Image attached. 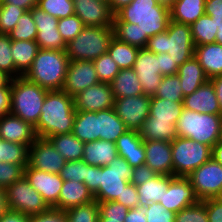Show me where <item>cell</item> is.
<instances>
[{"instance_id":"obj_1","label":"cell","mask_w":222,"mask_h":222,"mask_svg":"<svg viewBox=\"0 0 222 222\" xmlns=\"http://www.w3.org/2000/svg\"><path fill=\"white\" fill-rule=\"evenodd\" d=\"M75 115L72 96L62 90L48 91L35 126L37 137L47 139L54 135L71 133Z\"/></svg>"},{"instance_id":"obj_2","label":"cell","mask_w":222,"mask_h":222,"mask_svg":"<svg viewBox=\"0 0 222 222\" xmlns=\"http://www.w3.org/2000/svg\"><path fill=\"white\" fill-rule=\"evenodd\" d=\"M69 61L65 50L39 49L23 76L48 91L62 90Z\"/></svg>"},{"instance_id":"obj_3","label":"cell","mask_w":222,"mask_h":222,"mask_svg":"<svg viewBox=\"0 0 222 222\" xmlns=\"http://www.w3.org/2000/svg\"><path fill=\"white\" fill-rule=\"evenodd\" d=\"M145 49L155 54L168 53L181 66L194 56L195 44L190 25L170 20L167 31L150 37Z\"/></svg>"},{"instance_id":"obj_4","label":"cell","mask_w":222,"mask_h":222,"mask_svg":"<svg viewBox=\"0 0 222 222\" xmlns=\"http://www.w3.org/2000/svg\"><path fill=\"white\" fill-rule=\"evenodd\" d=\"M122 22L138 24L142 36L153 37L167 31L170 10L156 0H133L115 14Z\"/></svg>"},{"instance_id":"obj_5","label":"cell","mask_w":222,"mask_h":222,"mask_svg":"<svg viewBox=\"0 0 222 222\" xmlns=\"http://www.w3.org/2000/svg\"><path fill=\"white\" fill-rule=\"evenodd\" d=\"M48 90L40 87L24 76L11 80V111L10 114L37 125L41 108Z\"/></svg>"},{"instance_id":"obj_6","label":"cell","mask_w":222,"mask_h":222,"mask_svg":"<svg viewBox=\"0 0 222 222\" xmlns=\"http://www.w3.org/2000/svg\"><path fill=\"white\" fill-rule=\"evenodd\" d=\"M222 114H203L184 109L176 124L179 137L213 147L220 139Z\"/></svg>"},{"instance_id":"obj_7","label":"cell","mask_w":222,"mask_h":222,"mask_svg":"<svg viewBox=\"0 0 222 222\" xmlns=\"http://www.w3.org/2000/svg\"><path fill=\"white\" fill-rule=\"evenodd\" d=\"M113 38V27L85 26L73 40L66 44L67 57L70 61H93L108 52Z\"/></svg>"},{"instance_id":"obj_8","label":"cell","mask_w":222,"mask_h":222,"mask_svg":"<svg viewBox=\"0 0 222 222\" xmlns=\"http://www.w3.org/2000/svg\"><path fill=\"white\" fill-rule=\"evenodd\" d=\"M173 176L187 177L212 158V147L177 136L171 142Z\"/></svg>"},{"instance_id":"obj_9","label":"cell","mask_w":222,"mask_h":222,"mask_svg":"<svg viewBox=\"0 0 222 222\" xmlns=\"http://www.w3.org/2000/svg\"><path fill=\"white\" fill-rule=\"evenodd\" d=\"M133 167L117 156L107 166L99 167V189L93 195L97 202L115 201L121 198L124 187L131 182Z\"/></svg>"},{"instance_id":"obj_10","label":"cell","mask_w":222,"mask_h":222,"mask_svg":"<svg viewBox=\"0 0 222 222\" xmlns=\"http://www.w3.org/2000/svg\"><path fill=\"white\" fill-rule=\"evenodd\" d=\"M9 210L33 216L50 209L43 197L29 184L23 175L6 188Z\"/></svg>"},{"instance_id":"obj_11","label":"cell","mask_w":222,"mask_h":222,"mask_svg":"<svg viewBox=\"0 0 222 222\" xmlns=\"http://www.w3.org/2000/svg\"><path fill=\"white\" fill-rule=\"evenodd\" d=\"M200 201L216 198L222 188V165L213 158L187 176Z\"/></svg>"},{"instance_id":"obj_12","label":"cell","mask_w":222,"mask_h":222,"mask_svg":"<svg viewBox=\"0 0 222 222\" xmlns=\"http://www.w3.org/2000/svg\"><path fill=\"white\" fill-rule=\"evenodd\" d=\"M151 96L141 94L115 99L113 109L129 130H139L149 116Z\"/></svg>"},{"instance_id":"obj_13","label":"cell","mask_w":222,"mask_h":222,"mask_svg":"<svg viewBox=\"0 0 222 222\" xmlns=\"http://www.w3.org/2000/svg\"><path fill=\"white\" fill-rule=\"evenodd\" d=\"M66 162L48 139L38 137L29 147L28 165L37 170L59 174Z\"/></svg>"},{"instance_id":"obj_14","label":"cell","mask_w":222,"mask_h":222,"mask_svg":"<svg viewBox=\"0 0 222 222\" xmlns=\"http://www.w3.org/2000/svg\"><path fill=\"white\" fill-rule=\"evenodd\" d=\"M33 20L36 24V43L40 49L66 50V43L58 31V20L38 7L31 9Z\"/></svg>"},{"instance_id":"obj_15","label":"cell","mask_w":222,"mask_h":222,"mask_svg":"<svg viewBox=\"0 0 222 222\" xmlns=\"http://www.w3.org/2000/svg\"><path fill=\"white\" fill-rule=\"evenodd\" d=\"M99 82L93 61H69L62 91L74 97Z\"/></svg>"},{"instance_id":"obj_16","label":"cell","mask_w":222,"mask_h":222,"mask_svg":"<svg viewBox=\"0 0 222 222\" xmlns=\"http://www.w3.org/2000/svg\"><path fill=\"white\" fill-rule=\"evenodd\" d=\"M24 176L29 184L43 197L50 208L58 210V198L63 184L60 174L40 171L27 165Z\"/></svg>"},{"instance_id":"obj_17","label":"cell","mask_w":222,"mask_h":222,"mask_svg":"<svg viewBox=\"0 0 222 222\" xmlns=\"http://www.w3.org/2000/svg\"><path fill=\"white\" fill-rule=\"evenodd\" d=\"M133 69L141 83L143 93L148 96H154L163 78L160 74L157 54L145 48L139 49Z\"/></svg>"},{"instance_id":"obj_18","label":"cell","mask_w":222,"mask_h":222,"mask_svg":"<svg viewBox=\"0 0 222 222\" xmlns=\"http://www.w3.org/2000/svg\"><path fill=\"white\" fill-rule=\"evenodd\" d=\"M200 199L196 196L194 187L188 177L173 176L168 190L164 192L160 203L167 210L178 213L183 208L197 204Z\"/></svg>"},{"instance_id":"obj_19","label":"cell","mask_w":222,"mask_h":222,"mask_svg":"<svg viewBox=\"0 0 222 222\" xmlns=\"http://www.w3.org/2000/svg\"><path fill=\"white\" fill-rule=\"evenodd\" d=\"M73 98L76 111L98 112L113 108L115 102L110 83L103 82L88 87Z\"/></svg>"},{"instance_id":"obj_20","label":"cell","mask_w":222,"mask_h":222,"mask_svg":"<svg viewBox=\"0 0 222 222\" xmlns=\"http://www.w3.org/2000/svg\"><path fill=\"white\" fill-rule=\"evenodd\" d=\"M75 14L84 26L113 27L114 16L108 1L72 0Z\"/></svg>"},{"instance_id":"obj_21","label":"cell","mask_w":222,"mask_h":222,"mask_svg":"<svg viewBox=\"0 0 222 222\" xmlns=\"http://www.w3.org/2000/svg\"><path fill=\"white\" fill-rule=\"evenodd\" d=\"M0 138L9 142L26 144L30 147L38 137L32 124L8 114L0 118Z\"/></svg>"},{"instance_id":"obj_22","label":"cell","mask_w":222,"mask_h":222,"mask_svg":"<svg viewBox=\"0 0 222 222\" xmlns=\"http://www.w3.org/2000/svg\"><path fill=\"white\" fill-rule=\"evenodd\" d=\"M145 165L156 174L173 175V160L170 141L144 140Z\"/></svg>"},{"instance_id":"obj_23","label":"cell","mask_w":222,"mask_h":222,"mask_svg":"<svg viewBox=\"0 0 222 222\" xmlns=\"http://www.w3.org/2000/svg\"><path fill=\"white\" fill-rule=\"evenodd\" d=\"M184 109L203 114H221L215 88L210 80L183 99Z\"/></svg>"},{"instance_id":"obj_24","label":"cell","mask_w":222,"mask_h":222,"mask_svg":"<svg viewBox=\"0 0 222 222\" xmlns=\"http://www.w3.org/2000/svg\"><path fill=\"white\" fill-rule=\"evenodd\" d=\"M118 156L124 158L131 167L144 165L146 160L144 140L137 130L125 131L116 141Z\"/></svg>"},{"instance_id":"obj_25","label":"cell","mask_w":222,"mask_h":222,"mask_svg":"<svg viewBox=\"0 0 222 222\" xmlns=\"http://www.w3.org/2000/svg\"><path fill=\"white\" fill-rule=\"evenodd\" d=\"M93 201L94 196L84 183L64 180L58 198V210L65 211Z\"/></svg>"},{"instance_id":"obj_26","label":"cell","mask_w":222,"mask_h":222,"mask_svg":"<svg viewBox=\"0 0 222 222\" xmlns=\"http://www.w3.org/2000/svg\"><path fill=\"white\" fill-rule=\"evenodd\" d=\"M118 156L116 143L96 140L85 143L82 160L92 166H107Z\"/></svg>"},{"instance_id":"obj_27","label":"cell","mask_w":222,"mask_h":222,"mask_svg":"<svg viewBox=\"0 0 222 222\" xmlns=\"http://www.w3.org/2000/svg\"><path fill=\"white\" fill-rule=\"evenodd\" d=\"M194 57L202 66L206 76L212 77L222 75V45L210 43L195 46Z\"/></svg>"},{"instance_id":"obj_28","label":"cell","mask_w":222,"mask_h":222,"mask_svg":"<svg viewBox=\"0 0 222 222\" xmlns=\"http://www.w3.org/2000/svg\"><path fill=\"white\" fill-rule=\"evenodd\" d=\"M177 75L181 82L180 85L184 97L195 92L202 84L209 80L194 56L178 67Z\"/></svg>"},{"instance_id":"obj_29","label":"cell","mask_w":222,"mask_h":222,"mask_svg":"<svg viewBox=\"0 0 222 222\" xmlns=\"http://www.w3.org/2000/svg\"><path fill=\"white\" fill-rule=\"evenodd\" d=\"M39 49L36 41L11 40V55L15 65V78L23 76L27 72Z\"/></svg>"},{"instance_id":"obj_30","label":"cell","mask_w":222,"mask_h":222,"mask_svg":"<svg viewBox=\"0 0 222 222\" xmlns=\"http://www.w3.org/2000/svg\"><path fill=\"white\" fill-rule=\"evenodd\" d=\"M172 175L157 174L143 184L136 186L139 207H146L149 203H159L163 198L164 192L168 190Z\"/></svg>"},{"instance_id":"obj_31","label":"cell","mask_w":222,"mask_h":222,"mask_svg":"<svg viewBox=\"0 0 222 222\" xmlns=\"http://www.w3.org/2000/svg\"><path fill=\"white\" fill-rule=\"evenodd\" d=\"M110 86L115 99L144 94L133 68L121 69L110 83Z\"/></svg>"},{"instance_id":"obj_32","label":"cell","mask_w":222,"mask_h":222,"mask_svg":"<svg viewBox=\"0 0 222 222\" xmlns=\"http://www.w3.org/2000/svg\"><path fill=\"white\" fill-rule=\"evenodd\" d=\"M138 132L143 140L152 141L161 140L172 142L178 136L176 125L171 121L155 120V118L150 115L144 121Z\"/></svg>"},{"instance_id":"obj_33","label":"cell","mask_w":222,"mask_h":222,"mask_svg":"<svg viewBox=\"0 0 222 222\" xmlns=\"http://www.w3.org/2000/svg\"><path fill=\"white\" fill-rule=\"evenodd\" d=\"M205 2L206 0H175L170 9V19L191 25L205 14Z\"/></svg>"},{"instance_id":"obj_34","label":"cell","mask_w":222,"mask_h":222,"mask_svg":"<svg viewBox=\"0 0 222 222\" xmlns=\"http://www.w3.org/2000/svg\"><path fill=\"white\" fill-rule=\"evenodd\" d=\"M97 117L100 140L116 143L117 139L128 130L113 108L98 111Z\"/></svg>"},{"instance_id":"obj_35","label":"cell","mask_w":222,"mask_h":222,"mask_svg":"<svg viewBox=\"0 0 222 222\" xmlns=\"http://www.w3.org/2000/svg\"><path fill=\"white\" fill-rule=\"evenodd\" d=\"M71 133L84 143L100 139L97 112L76 111Z\"/></svg>"},{"instance_id":"obj_36","label":"cell","mask_w":222,"mask_h":222,"mask_svg":"<svg viewBox=\"0 0 222 222\" xmlns=\"http://www.w3.org/2000/svg\"><path fill=\"white\" fill-rule=\"evenodd\" d=\"M47 139L67 161L82 160L85 143L72 133L54 135Z\"/></svg>"},{"instance_id":"obj_37","label":"cell","mask_w":222,"mask_h":222,"mask_svg":"<svg viewBox=\"0 0 222 222\" xmlns=\"http://www.w3.org/2000/svg\"><path fill=\"white\" fill-rule=\"evenodd\" d=\"M183 108V102L151 96L149 115L155 120L171 121L176 125Z\"/></svg>"},{"instance_id":"obj_38","label":"cell","mask_w":222,"mask_h":222,"mask_svg":"<svg viewBox=\"0 0 222 222\" xmlns=\"http://www.w3.org/2000/svg\"><path fill=\"white\" fill-rule=\"evenodd\" d=\"M114 37L138 48H145L148 36H142L138 24L122 22L116 15L113 22Z\"/></svg>"},{"instance_id":"obj_39","label":"cell","mask_w":222,"mask_h":222,"mask_svg":"<svg viewBox=\"0 0 222 222\" xmlns=\"http://www.w3.org/2000/svg\"><path fill=\"white\" fill-rule=\"evenodd\" d=\"M139 49L140 48L122 42L114 37L108 48V53L118 64L120 70L130 69L134 67Z\"/></svg>"},{"instance_id":"obj_40","label":"cell","mask_w":222,"mask_h":222,"mask_svg":"<svg viewBox=\"0 0 222 222\" xmlns=\"http://www.w3.org/2000/svg\"><path fill=\"white\" fill-rule=\"evenodd\" d=\"M195 46L215 43L217 26L209 15H202L190 25Z\"/></svg>"},{"instance_id":"obj_41","label":"cell","mask_w":222,"mask_h":222,"mask_svg":"<svg viewBox=\"0 0 222 222\" xmlns=\"http://www.w3.org/2000/svg\"><path fill=\"white\" fill-rule=\"evenodd\" d=\"M28 157V145L5 140L0 142V162H9L25 168L28 165Z\"/></svg>"},{"instance_id":"obj_42","label":"cell","mask_w":222,"mask_h":222,"mask_svg":"<svg viewBox=\"0 0 222 222\" xmlns=\"http://www.w3.org/2000/svg\"><path fill=\"white\" fill-rule=\"evenodd\" d=\"M180 84L181 82L177 74L163 76L154 97L183 102L184 95Z\"/></svg>"},{"instance_id":"obj_43","label":"cell","mask_w":222,"mask_h":222,"mask_svg":"<svg viewBox=\"0 0 222 222\" xmlns=\"http://www.w3.org/2000/svg\"><path fill=\"white\" fill-rule=\"evenodd\" d=\"M36 35L37 29L31 10L25 11L18 19L17 25L8 33L11 40L35 41Z\"/></svg>"},{"instance_id":"obj_44","label":"cell","mask_w":222,"mask_h":222,"mask_svg":"<svg viewBox=\"0 0 222 222\" xmlns=\"http://www.w3.org/2000/svg\"><path fill=\"white\" fill-rule=\"evenodd\" d=\"M67 222H98L99 207L97 201L67 209Z\"/></svg>"},{"instance_id":"obj_45","label":"cell","mask_w":222,"mask_h":222,"mask_svg":"<svg viewBox=\"0 0 222 222\" xmlns=\"http://www.w3.org/2000/svg\"><path fill=\"white\" fill-rule=\"evenodd\" d=\"M37 7L57 19L75 14L72 0H38Z\"/></svg>"},{"instance_id":"obj_46","label":"cell","mask_w":222,"mask_h":222,"mask_svg":"<svg viewBox=\"0 0 222 222\" xmlns=\"http://www.w3.org/2000/svg\"><path fill=\"white\" fill-rule=\"evenodd\" d=\"M93 63L97 77L103 83H111L120 71L118 64L111 58L108 52L93 60Z\"/></svg>"},{"instance_id":"obj_47","label":"cell","mask_w":222,"mask_h":222,"mask_svg":"<svg viewBox=\"0 0 222 222\" xmlns=\"http://www.w3.org/2000/svg\"><path fill=\"white\" fill-rule=\"evenodd\" d=\"M24 12L25 10L17 5L0 4V34L10 33Z\"/></svg>"},{"instance_id":"obj_48","label":"cell","mask_w":222,"mask_h":222,"mask_svg":"<svg viewBox=\"0 0 222 222\" xmlns=\"http://www.w3.org/2000/svg\"><path fill=\"white\" fill-rule=\"evenodd\" d=\"M84 27L82 20L76 14L60 18L57 25L58 31L66 44L73 40Z\"/></svg>"},{"instance_id":"obj_49","label":"cell","mask_w":222,"mask_h":222,"mask_svg":"<svg viewBox=\"0 0 222 222\" xmlns=\"http://www.w3.org/2000/svg\"><path fill=\"white\" fill-rule=\"evenodd\" d=\"M174 222H209L206 205L203 201H199L197 204L183 208L175 213Z\"/></svg>"},{"instance_id":"obj_50","label":"cell","mask_w":222,"mask_h":222,"mask_svg":"<svg viewBox=\"0 0 222 222\" xmlns=\"http://www.w3.org/2000/svg\"><path fill=\"white\" fill-rule=\"evenodd\" d=\"M0 71L15 78V65L11 55V39L8 34H0Z\"/></svg>"},{"instance_id":"obj_51","label":"cell","mask_w":222,"mask_h":222,"mask_svg":"<svg viewBox=\"0 0 222 222\" xmlns=\"http://www.w3.org/2000/svg\"><path fill=\"white\" fill-rule=\"evenodd\" d=\"M59 174L63 180H74L84 183V178L87 174V163L83 160L67 161Z\"/></svg>"},{"instance_id":"obj_52","label":"cell","mask_w":222,"mask_h":222,"mask_svg":"<svg viewBox=\"0 0 222 222\" xmlns=\"http://www.w3.org/2000/svg\"><path fill=\"white\" fill-rule=\"evenodd\" d=\"M24 175V168L21 165L0 162V187L7 188Z\"/></svg>"},{"instance_id":"obj_53","label":"cell","mask_w":222,"mask_h":222,"mask_svg":"<svg viewBox=\"0 0 222 222\" xmlns=\"http://www.w3.org/2000/svg\"><path fill=\"white\" fill-rule=\"evenodd\" d=\"M99 207V217L115 220H124L129 208L117 201L97 202Z\"/></svg>"},{"instance_id":"obj_54","label":"cell","mask_w":222,"mask_h":222,"mask_svg":"<svg viewBox=\"0 0 222 222\" xmlns=\"http://www.w3.org/2000/svg\"><path fill=\"white\" fill-rule=\"evenodd\" d=\"M147 222H174L175 212L167 210L161 203L152 202L144 207Z\"/></svg>"},{"instance_id":"obj_55","label":"cell","mask_w":222,"mask_h":222,"mask_svg":"<svg viewBox=\"0 0 222 222\" xmlns=\"http://www.w3.org/2000/svg\"><path fill=\"white\" fill-rule=\"evenodd\" d=\"M115 201L123 204L129 209L139 207V199L136 186L129 182L126 187H124V191L121 194V198H117Z\"/></svg>"},{"instance_id":"obj_56","label":"cell","mask_w":222,"mask_h":222,"mask_svg":"<svg viewBox=\"0 0 222 222\" xmlns=\"http://www.w3.org/2000/svg\"><path fill=\"white\" fill-rule=\"evenodd\" d=\"M29 222H67V218L64 211L50 208L44 213L30 216Z\"/></svg>"},{"instance_id":"obj_57","label":"cell","mask_w":222,"mask_h":222,"mask_svg":"<svg viewBox=\"0 0 222 222\" xmlns=\"http://www.w3.org/2000/svg\"><path fill=\"white\" fill-rule=\"evenodd\" d=\"M202 201L206 205L208 221L222 222V200L219 198H208Z\"/></svg>"},{"instance_id":"obj_58","label":"cell","mask_w":222,"mask_h":222,"mask_svg":"<svg viewBox=\"0 0 222 222\" xmlns=\"http://www.w3.org/2000/svg\"><path fill=\"white\" fill-rule=\"evenodd\" d=\"M157 174L150 169L147 165H141L133 168L131 183L135 186L145 183L149 179H152Z\"/></svg>"},{"instance_id":"obj_59","label":"cell","mask_w":222,"mask_h":222,"mask_svg":"<svg viewBox=\"0 0 222 222\" xmlns=\"http://www.w3.org/2000/svg\"><path fill=\"white\" fill-rule=\"evenodd\" d=\"M160 64V74L162 76L175 75L178 72V65L170 58L168 53L157 54Z\"/></svg>"},{"instance_id":"obj_60","label":"cell","mask_w":222,"mask_h":222,"mask_svg":"<svg viewBox=\"0 0 222 222\" xmlns=\"http://www.w3.org/2000/svg\"><path fill=\"white\" fill-rule=\"evenodd\" d=\"M84 184L94 195L99 189V167L87 164V174L84 178Z\"/></svg>"},{"instance_id":"obj_61","label":"cell","mask_w":222,"mask_h":222,"mask_svg":"<svg viewBox=\"0 0 222 222\" xmlns=\"http://www.w3.org/2000/svg\"><path fill=\"white\" fill-rule=\"evenodd\" d=\"M11 111V81L0 88V118L10 114Z\"/></svg>"},{"instance_id":"obj_62","label":"cell","mask_w":222,"mask_h":222,"mask_svg":"<svg viewBox=\"0 0 222 222\" xmlns=\"http://www.w3.org/2000/svg\"><path fill=\"white\" fill-rule=\"evenodd\" d=\"M204 10L211 17H222V0H206Z\"/></svg>"},{"instance_id":"obj_63","label":"cell","mask_w":222,"mask_h":222,"mask_svg":"<svg viewBox=\"0 0 222 222\" xmlns=\"http://www.w3.org/2000/svg\"><path fill=\"white\" fill-rule=\"evenodd\" d=\"M124 222H147L143 207L129 209Z\"/></svg>"},{"instance_id":"obj_64","label":"cell","mask_w":222,"mask_h":222,"mask_svg":"<svg viewBox=\"0 0 222 222\" xmlns=\"http://www.w3.org/2000/svg\"><path fill=\"white\" fill-rule=\"evenodd\" d=\"M0 222H29V216L8 210L4 216L0 218Z\"/></svg>"},{"instance_id":"obj_65","label":"cell","mask_w":222,"mask_h":222,"mask_svg":"<svg viewBox=\"0 0 222 222\" xmlns=\"http://www.w3.org/2000/svg\"><path fill=\"white\" fill-rule=\"evenodd\" d=\"M38 0H0V4L17 5L18 7L29 11L34 7H37Z\"/></svg>"},{"instance_id":"obj_66","label":"cell","mask_w":222,"mask_h":222,"mask_svg":"<svg viewBox=\"0 0 222 222\" xmlns=\"http://www.w3.org/2000/svg\"><path fill=\"white\" fill-rule=\"evenodd\" d=\"M209 80L212 82L215 88L216 97L219 101L220 111L222 114V75L212 77Z\"/></svg>"},{"instance_id":"obj_67","label":"cell","mask_w":222,"mask_h":222,"mask_svg":"<svg viewBox=\"0 0 222 222\" xmlns=\"http://www.w3.org/2000/svg\"><path fill=\"white\" fill-rule=\"evenodd\" d=\"M9 210L7 205V192L6 189L0 187V218Z\"/></svg>"},{"instance_id":"obj_68","label":"cell","mask_w":222,"mask_h":222,"mask_svg":"<svg viewBox=\"0 0 222 222\" xmlns=\"http://www.w3.org/2000/svg\"><path fill=\"white\" fill-rule=\"evenodd\" d=\"M133 0H109V5L114 14H116L124 6L129 5Z\"/></svg>"},{"instance_id":"obj_69","label":"cell","mask_w":222,"mask_h":222,"mask_svg":"<svg viewBox=\"0 0 222 222\" xmlns=\"http://www.w3.org/2000/svg\"><path fill=\"white\" fill-rule=\"evenodd\" d=\"M212 158L222 165V142L218 141L212 147Z\"/></svg>"},{"instance_id":"obj_70","label":"cell","mask_w":222,"mask_h":222,"mask_svg":"<svg viewBox=\"0 0 222 222\" xmlns=\"http://www.w3.org/2000/svg\"><path fill=\"white\" fill-rule=\"evenodd\" d=\"M11 80L12 78L9 75L0 71V88H4Z\"/></svg>"},{"instance_id":"obj_71","label":"cell","mask_w":222,"mask_h":222,"mask_svg":"<svg viewBox=\"0 0 222 222\" xmlns=\"http://www.w3.org/2000/svg\"><path fill=\"white\" fill-rule=\"evenodd\" d=\"M217 26V34L215 38V43L222 45V24H215Z\"/></svg>"},{"instance_id":"obj_72","label":"cell","mask_w":222,"mask_h":222,"mask_svg":"<svg viewBox=\"0 0 222 222\" xmlns=\"http://www.w3.org/2000/svg\"><path fill=\"white\" fill-rule=\"evenodd\" d=\"M156 2L158 3V5L164 6L170 10L175 0H156Z\"/></svg>"},{"instance_id":"obj_73","label":"cell","mask_w":222,"mask_h":222,"mask_svg":"<svg viewBox=\"0 0 222 222\" xmlns=\"http://www.w3.org/2000/svg\"><path fill=\"white\" fill-rule=\"evenodd\" d=\"M98 222H124V220H115L107 218H98Z\"/></svg>"},{"instance_id":"obj_74","label":"cell","mask_w":222,"mask_h":222,"mask_svg":"<svg viewBox=\"0 0 222 222\" xmlns=\"http://www.w3.org/2000/svg\"><path fill=\"white\" fill-rule=\"evenodd\" d=\"M215 24H222V17H212Z\"/></svg>"},{"instance_id":"obj_75","label":"cell","mask_w":222,"mask_h":222,"mask_svg":"<svg viewBox=\"0 0 222 222\" xmlns=\"http://www.w3.org/2000/svg\"><path fill=\"white\" fill-rule=\"evenodd\" d=\"M220 142H222V124H221V131H220V139H219Z\"/></svg>"},{"instance_id":"obj_76","label":"cell","mask_w":222,"mask_h":222,"mask_svg":"<svg viewBox=\"0 0 222 222\" xmlns=\"http://www.w3.org/2000/svg\"><path fill=\"white\" fill-rule=\"evenodd\" d=\"M216 198H219L222 200V188H221L220 194Z\"/></svg>"}]
</instances>
